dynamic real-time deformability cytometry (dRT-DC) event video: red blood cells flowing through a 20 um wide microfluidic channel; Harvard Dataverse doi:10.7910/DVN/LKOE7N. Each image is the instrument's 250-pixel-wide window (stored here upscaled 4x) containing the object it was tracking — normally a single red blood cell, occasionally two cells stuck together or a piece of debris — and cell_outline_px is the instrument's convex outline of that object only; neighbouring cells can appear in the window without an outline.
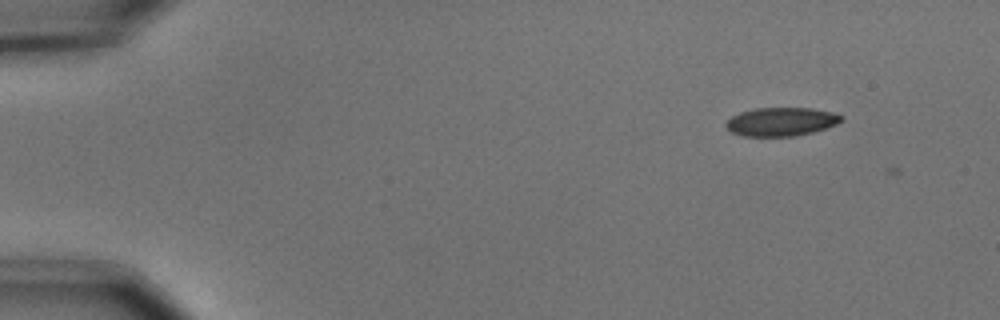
{"species": "common noctule bat (a hibernating species)", "species_latin": "Nyctalus noctula", "temperature_condition": "cold", "stored_images_in_passage": 6, "camera_frame_rate_fps": 3000, "um_per_image_px": 0.085, "animal": {"sex": "male", "body_mass_g": 15.6}, "frame": {"image": 1, "passage_image": 4, "time_ms": 1.0, "image_size_px": [1000, 320], "cell_outline_px": [[844, 120], [836, 124], [812, 132], [796, 136], [744, 136], [732, 132], [724, 124], [732, 116], [740, 112], [756, 108], [812, 108], [832, 112], [844, 116]], "centroid_in_image_um": [66.42, 10.34], "position_along_channel_um": 18.6, "area_um2": 19.13}}